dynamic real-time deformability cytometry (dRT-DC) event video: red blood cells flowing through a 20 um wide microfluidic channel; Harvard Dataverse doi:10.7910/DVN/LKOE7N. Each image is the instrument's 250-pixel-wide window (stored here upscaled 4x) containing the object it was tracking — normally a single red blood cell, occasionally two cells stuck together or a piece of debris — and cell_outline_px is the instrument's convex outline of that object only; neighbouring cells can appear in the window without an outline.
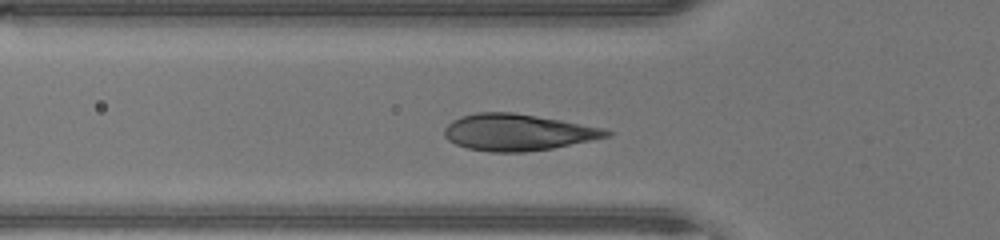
{"species": "human", "species_latin": "Homo sapiens", "temperature_condition": "warm", "stored_images_in_passage": 33, "camera_frame_rate_fps": 3000, "um_per_image_px": 0.085, "donor": {"sex": "male"}, "frame": {"image": 1, "passage_image": 10, "time_ms": 3.0, "image_size_px": [1000, 240], "cell_outline_px": [[612, 132], [608, 136], [552, 148], [524, 152], [492, 152], [468, 148], [456, 144], [448, 140], [444, 136], [444, 128], [452, 120], [460, 116], [476, 112], [512, 112], [560, 120], [604, 128]], "centroid_in_image_um": [43.94, 11.24], "position_along_channel_um": 81.9, "area_um2": 34.22}}
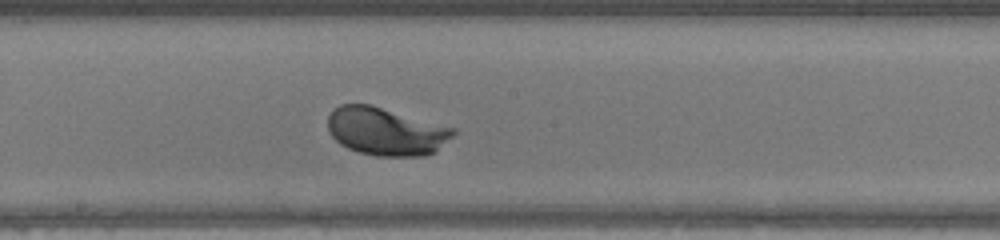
{"frame": {"image": 2, "passage_image": 19, "time_ms": 6.0, "image_size_px": [1000, 240], "cell_outline_px": [[456, 132], [436, 152], [424, 156], [376, 156], [360, 152], [348, 148], [340, 144], [332, 136], [328, 128], [328, 116], [340, 104], [372, 104], [456, 128]], "centroid_in_image_um": [32.83, 11.16], "position_along_channel_um": 215.4, "area_um2": 35.14}}
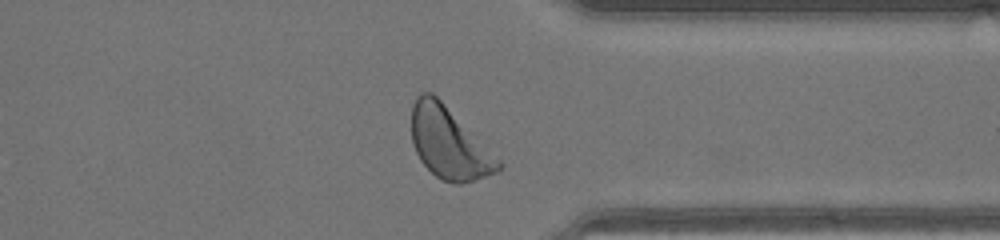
{"frame": {"image": 3, "passage_image": 30, "time_ms": 9.667, "image_size_px": [1000, 240], "cell_outline_px": [[504, 168], [496, 172], [460, 184], [456, 184], [440, 180], [420, 160], [412, 144], [412, 104], [416, 96], [420, 92], [432, 92], [504, 164]], "centroid_in_image_um": [38.14, 12.17], "position_along_channel_um": 373.3, "area_um2": 35.66}, "authors_computed_cell_mechanics": {"area_um2": 34.5066, "velocity_mm_per_s": 4.4267, "shape_relaxation_time_tau1_ms": 1.5279, "shape_relaxation_time_tau2_ms": null, "deformation_change_tau1": 0.1421, "deformation_change_tau2": null}}